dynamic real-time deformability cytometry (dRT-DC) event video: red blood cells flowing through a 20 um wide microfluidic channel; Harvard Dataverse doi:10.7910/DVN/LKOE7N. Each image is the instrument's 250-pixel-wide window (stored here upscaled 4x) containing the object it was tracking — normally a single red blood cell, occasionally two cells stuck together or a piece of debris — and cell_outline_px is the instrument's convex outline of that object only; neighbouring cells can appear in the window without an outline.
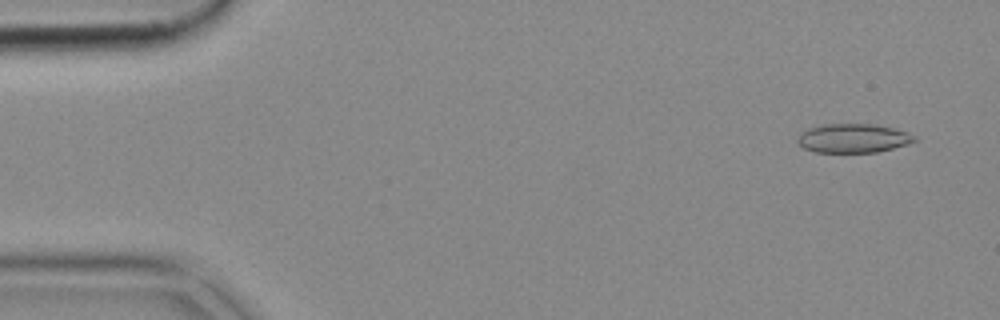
{"species": "common noctule bat (a hibernating species)", "species_latin": "Nyctalus noctula", "temperature_condition": "cold", "stored_images_in_passage": 52, "camera_frame_rate_fps": 3000, "um_per_image_px": 0.085, "animal": {"sex": "female", "body_mass_g": 18.4}, "frame": {"image": 1, "passage_image": 3, "time_ms": 0.667, "image_size_px": [1000, 320], "cell_outline_px": [[916, 140], [908, 144], [876, 152], [816, 152], [804, 148], [796, 140], [800, 132], [808, 128], [824, 124], [876, 124], [892, 128], [916, 136]], "centroid_in_image_um": [72.48, 11.74], "position_along_channel_um": 12.5, "area_um2": 19.59}}
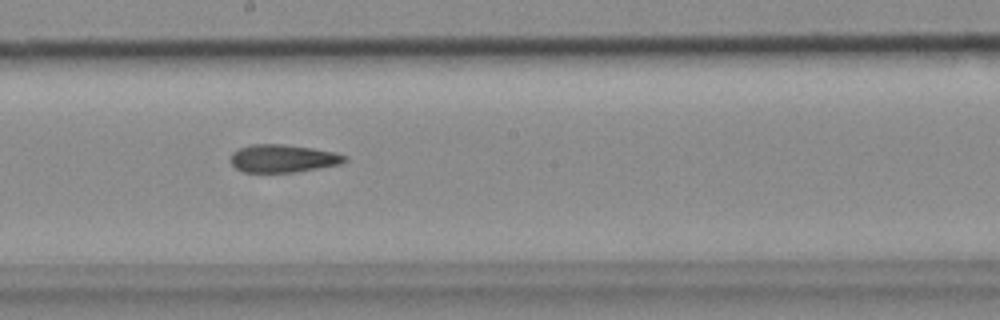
{"frame": {"image": 2, "passage_image": 28, "time_ms": 9.0, "image_size_px": [1000, 320], "cell_outline_px": [[348, 160], [340, 164], [292, 172], [244, 172], [236, 168], [228, 160], [232, 152], [240, 148], [252, 144], [284, 144], [312, 148], [336, 152], [348, 156]], "centroid_in_image_um": [24.04, 13.46], "position_along_channel_um": 224.2, "area_um2": 18.55}}
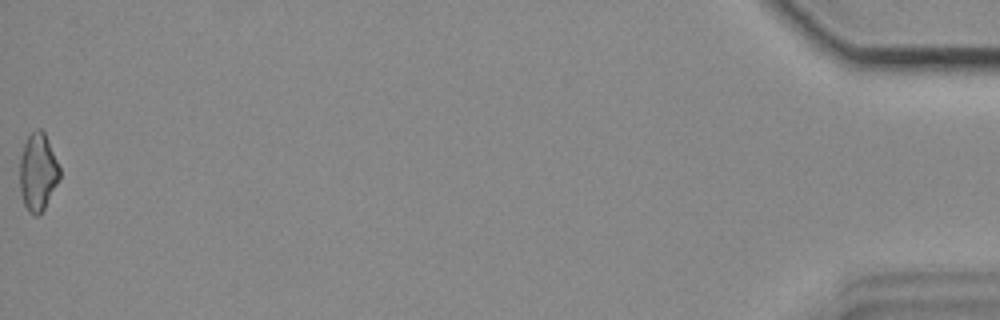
{"frame": {"image": 3, "passage_image": 52, "time_ms": 17.0, "image_size_px": [1000, 320], "cell_outline_px": [[60, 180], [44, 208], [36, 216], [32, 216], [28, 212], [24, 204], [20, 192], [20, 156], [24, 144], [28, 136], [36, 128], [40, 128], [44, 132], [48, 140], [60, 168]], "centroid_in_image_um": [3.22, 14.63], "position_along_channel_um": 432.0, "area_um2": 18.09}}